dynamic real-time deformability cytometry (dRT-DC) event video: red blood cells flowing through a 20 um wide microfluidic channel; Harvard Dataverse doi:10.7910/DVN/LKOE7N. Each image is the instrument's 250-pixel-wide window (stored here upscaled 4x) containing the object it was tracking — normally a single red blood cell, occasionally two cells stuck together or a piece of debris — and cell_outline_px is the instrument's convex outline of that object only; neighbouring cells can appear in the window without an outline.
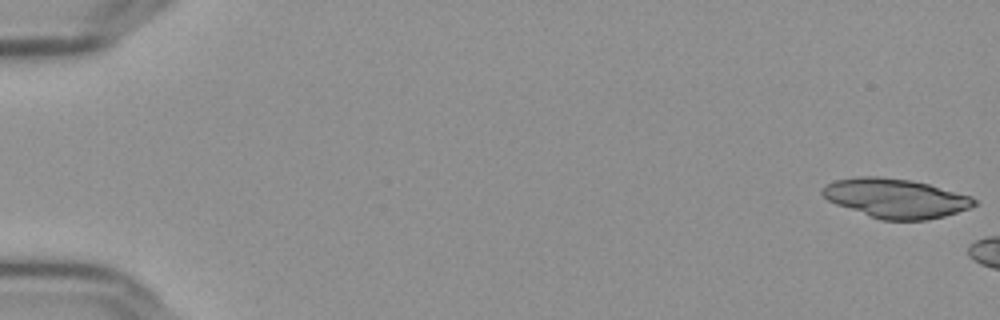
{"species": "Egyptian fruit bat (a non-hibernating species)", "species_latin": "Rousettus aegyptiacus", "temperature_condition": "cold", "stored_images_in_passage": 7, "camera_frame_rate_fps": 3000, "um_per_image_px": 0.085, "frame": {"image": 1, "passage_image": 1, "time_ms": 0.0, "image_size_px": [1000, 320], "cell_outline_px": [[976, 204], [968, 208], [944, 216], [928, 220], [880, 220], [836, 204], [828, 200], [820, 192], [828, 184], [836, 180], [856, 176], [880, 176], [912, 180], [928, 184], [972, 196], [976, 200]], "centroid_in_image_um": [76.13, 16.85], "position_along_channel_um": 8.9, "area_um2": 34.62}}